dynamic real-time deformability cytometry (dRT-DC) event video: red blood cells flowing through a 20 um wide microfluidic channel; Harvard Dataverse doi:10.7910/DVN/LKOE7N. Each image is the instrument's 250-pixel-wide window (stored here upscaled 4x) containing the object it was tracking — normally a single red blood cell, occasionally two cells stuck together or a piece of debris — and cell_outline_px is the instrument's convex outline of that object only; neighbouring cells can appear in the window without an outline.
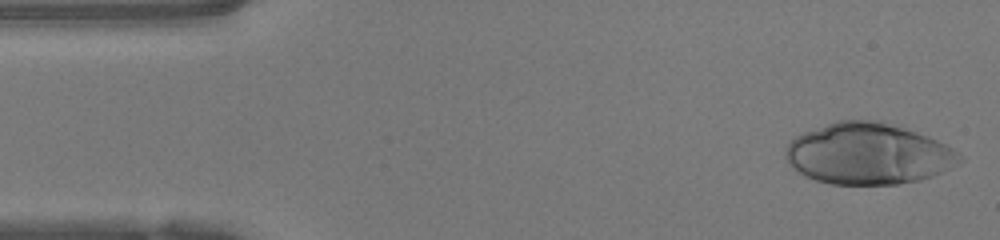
{"species": "human", "species_latin": "Homo sapiens", "temperature_condition": "warm", "stored_images_in_passage": 46, "camera_frame_rate_fps": 3000, "um_per_image_px": 0.085, "donor": {"sex": "female"}, "frame": {"image": 1, "passage_image": 1, "time_ms": 0.0, "image_size_px": [1000, 240], "cell_outline_px": [[964, 160], [932, 176], [920, 180], [896, 184], [832, 184], [816, 180], [800, 172], [788, 164], [784, 156], [784, 148], [796, 136], [804, 132], [836, 120], [880, 120], [928, 136], [952, 148]], "centroid_in_image_um": [73.76, 13.06], "position_along_channel_um": 11.2, "area_um2": 61.79}}
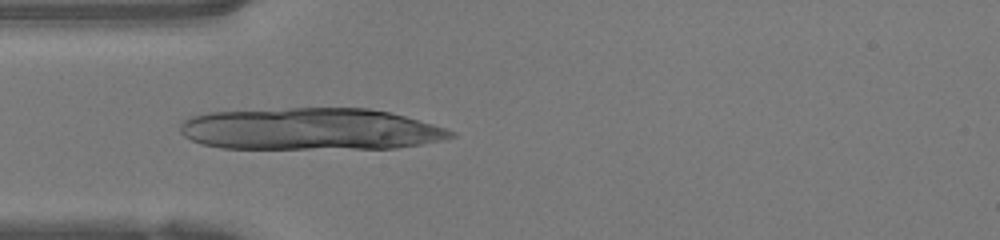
{"frame": {"image": 2, "passage_image": 12, "time_ms": 3.667, "image_size_px": [1000, 240], "cell_outline_px": [[456, 136], [444, 140], [396, 148], [220, 148], [200, 144], [184, 136], [180, 132], [180, 124], [184, 120], [192, 116], [208, 112], [288, 108], [368, 108], [388, 112], [404, 116], [432, 124], [456, 132]], "centroid_in_image_um": [26.37, 10.97], "position_along_channel_um": 58.6, "area_um2": 66.18}}